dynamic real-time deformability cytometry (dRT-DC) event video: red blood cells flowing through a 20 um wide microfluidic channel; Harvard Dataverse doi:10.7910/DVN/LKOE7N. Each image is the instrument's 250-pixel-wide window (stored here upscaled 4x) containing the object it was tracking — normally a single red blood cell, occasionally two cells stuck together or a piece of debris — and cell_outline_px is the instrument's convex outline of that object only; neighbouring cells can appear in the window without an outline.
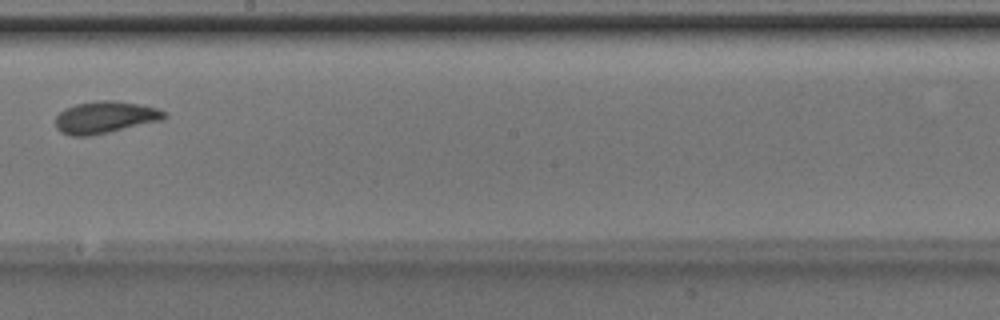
{"species": "Egyptian fruit bat (a non-hibernating species)", "species_latin": "Rousettus aegyptiacus", "temperature_condition": "room temperature", "stored_images_in_passage": 10, "camera_frame_rate_fps": 3000, "um_per_image_px": 0.085, "animal": {"sex": "male"}, "frame": {"image": 1, "passage_image": 9, "time_ms": 2.667, "image_size_px": [1000, 320], "cell_outline_px": [[168, 116], [160, 120], [108, 132], [88, 136], [72, 136], [60, 132], [56, 128], [56, 116], [64, 108], [76, 104], [96, 100], [116, 100], [140, 104], [160, 108], [168, 112]], "centroid_in_image_um": [8.94, 9.95], "position_along_channel_um": 239.3, "area_um2": 20.4}}
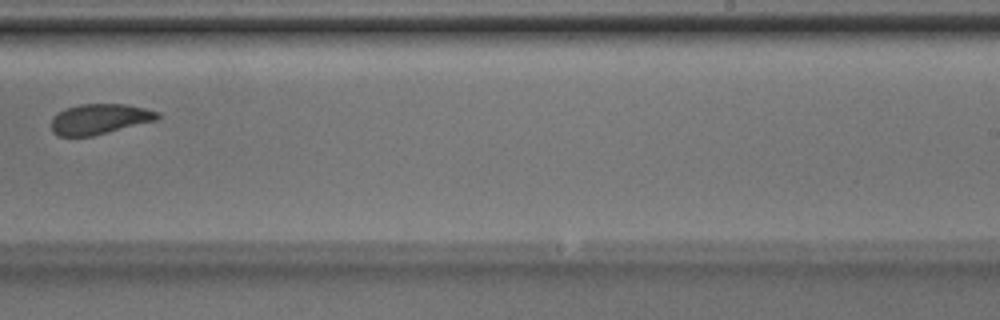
{"frame": {"image": 2, "passage_image": 10, "time_ms": 3.0, "image_size_px": [1000, 320], "cell_outline_px": [[160, 116], [156, 120], [92, 136], [56, 136], [52, 132], [52, 116], [68, 108], [80, 104], [124, 104], [144, 108], [160, 112]], "centroid_in_image_um": [8.45, 10.12], "position_along_channel_um": 280.5, "area_um2": 18.61}}